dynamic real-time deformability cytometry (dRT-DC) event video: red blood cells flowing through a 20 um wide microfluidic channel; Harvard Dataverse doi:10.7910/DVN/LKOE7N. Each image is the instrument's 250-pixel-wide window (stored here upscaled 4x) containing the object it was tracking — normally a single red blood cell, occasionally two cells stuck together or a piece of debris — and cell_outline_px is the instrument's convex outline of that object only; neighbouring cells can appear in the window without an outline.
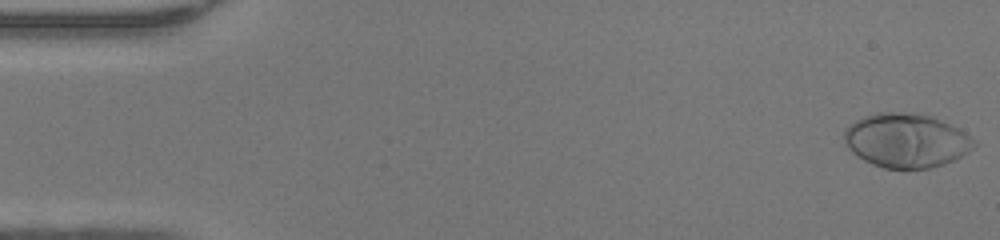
{"species": "human", "species_latin": "Homo sapiens", "temperature_condition": "warm", "stored_images_in_passage": 48, "camera_frame_rate_fps": 3000, "um_per_image_px": 0.085, "donor": {"sex": "female"}, "frame": {"image": 1, "passage_image": 1, "time_ms": 0.0, "image_size_px": [1000, 240], "cell_outline_px": [[976, 144], [968, 152], [944, 164], [928, 168], [884, 168], [872, 164], [864, 160], [852, 152], [844, 144], [844, 132], [856, 120], [864, 116], [876, 112], [900, 112], [932, 116], [972, 136], [976, 140]], "centroid_in_image_um": [77.02, 11.94], "position_along_channel_um": 8.0, "area_um2": 40.58}}
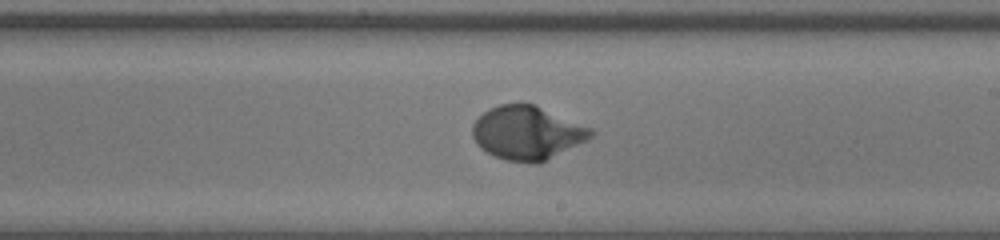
{"frame": {"image": 2, "passage_image": 28, "time_ms": 9.0, "image_size_px": [1000, 240], "cell_outline_px": [[596, 132], [588, 140], [540, 164], [532, 164], [504, 160], [480, 148], [476, 144], [472, 136], [472, 124], [488, 108], [500, 104], [532, 104], [592, 128]], "centroid_in_image_um": [44.81, 11.32], "position_along_channel_um": 244.2, "area_um2": 37.11}}
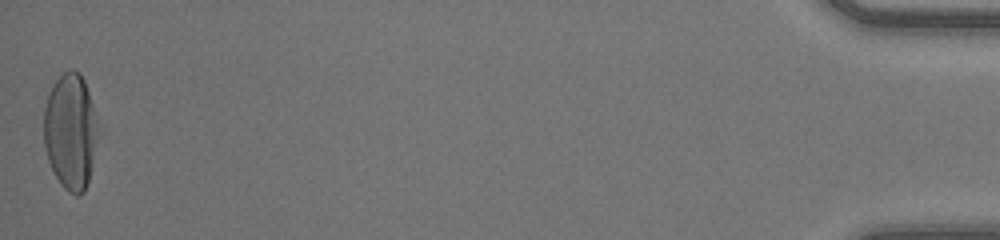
{"frame": {"image": 3, "passage_image": 48, "time_ms": 15.667, "image_size_px": [1000, 240], "cell_outline_px": [[100, 136], [88, 180], [84, 192], [80, 196], [76, 196], [68, 192], [60, 184], [48, 160], [44, 144], [44, 108], [48, 92], [56, 80], [64, 72], [72, 68], [80, 72], [84, 80], [92, 104]], "centroid_in_image_um": [6.0, 11.18], "position_along_channel_um": 429.2, "area_um2": 36.93}, "authors_computed_cell_mechanics": {"area_um2": 36.4429, "velocity_mm_per_s": 4.294, "shape_relaxation_time_tau1_ms": 2.9897, "shape_relaxation_time_tau2_ms": null, "deformation_change_tau1": 0.2403, "deformation_change_tau2": null}}